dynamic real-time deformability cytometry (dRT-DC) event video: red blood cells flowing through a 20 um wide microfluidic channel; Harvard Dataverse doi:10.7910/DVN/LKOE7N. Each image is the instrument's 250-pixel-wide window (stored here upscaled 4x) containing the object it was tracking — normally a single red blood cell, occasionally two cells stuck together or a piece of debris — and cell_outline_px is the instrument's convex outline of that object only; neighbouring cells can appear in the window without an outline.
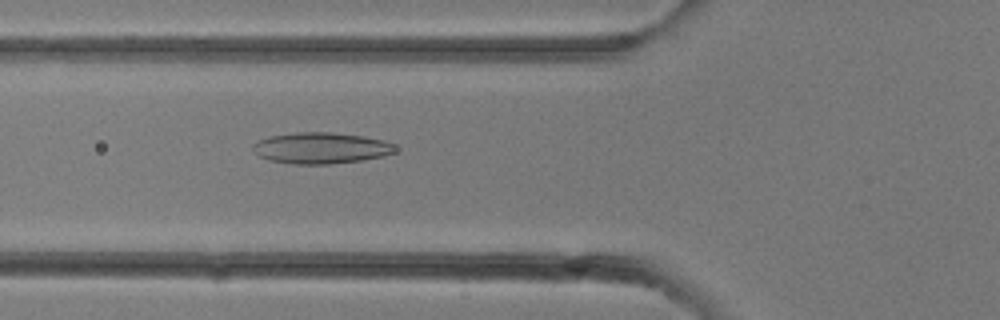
{"species": "common noctule bat (a hibernating species)", "species_latin": "Nyctalus noctula", "temperature_condition": "room temperature", "stored_images_in_passage": 3, "camera_frame_rate_fps": 3000, "um_per_image_px": 0.085, "animal": {"sex": "female"}, "frame": {"image": 1, "passage_image": 3, "time_ms": 0.667, "image_size_px": [1000, 320], "cell_outline_px": [[396, 152], [384, 156], [364, 160], [332, 164], [292, 164], [268, 160], [260, 156], [252, 148], [252, 144], [268, 136], [296, 132], [332, 132], [364, 136], [384, 140], [392, 144], [396, 148]], "centroid_in_image_um": [27.3, 12.58], "position_along_channel_um": 98.5, "area_um2": 26.07}}